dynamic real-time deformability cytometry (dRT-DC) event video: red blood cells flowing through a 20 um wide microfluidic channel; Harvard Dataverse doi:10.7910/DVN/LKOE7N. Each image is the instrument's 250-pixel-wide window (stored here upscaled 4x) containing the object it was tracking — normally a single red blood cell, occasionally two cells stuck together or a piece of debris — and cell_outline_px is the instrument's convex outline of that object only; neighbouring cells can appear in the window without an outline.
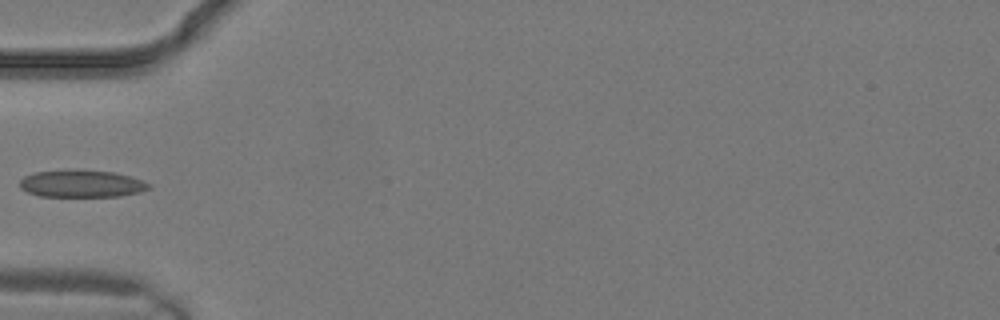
{"species": "common noctule bat (a hibernating species)", "species_latin": "Nyctalus noctula", "temperature_condition": "warm", "stored_images_in_passage": 3, "camera_frame_rate_fps": 3000, "um_per_image_px": 0.085, "animal": {"sex": "male", "body_mass_g": 19.2, "forearm_length_mm": 51.8}, "frame": {"image": 1, "passage_image": 3, "time_ms": 0.667, "image_size_px": [1000, 320], "cell_outline_px": [[152, 188], [140, 192], [120, 196], [40, 196], [28, 192], [20, 188], [20, 180], [24, 176], [36, 172], [68, 168], [76, 168], [116, 172], [132, 176], [152, 184]], "centroid_in_image_um": [6.97, 15.58], "position_along_channel_um": 78.0, "area_um2": 21.1}}